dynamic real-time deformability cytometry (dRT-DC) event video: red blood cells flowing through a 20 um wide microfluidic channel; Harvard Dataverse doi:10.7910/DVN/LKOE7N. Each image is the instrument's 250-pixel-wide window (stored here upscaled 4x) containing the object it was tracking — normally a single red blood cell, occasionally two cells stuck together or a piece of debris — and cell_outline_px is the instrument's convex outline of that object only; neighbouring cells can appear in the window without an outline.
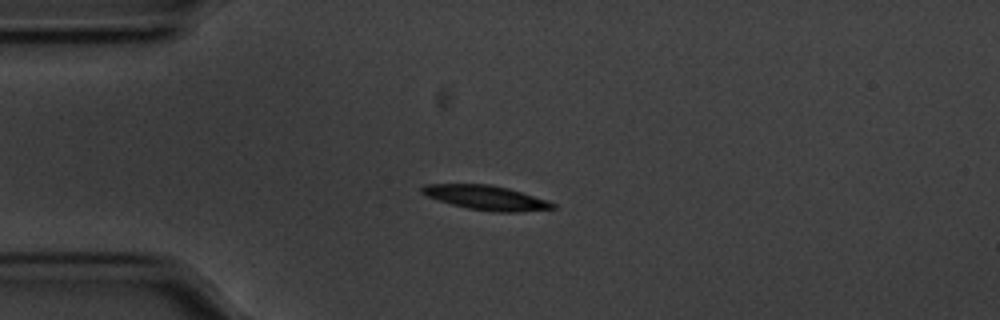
{"species": "common noctule bat (a hibernating species)", "species_latin": "Nyctalus noctula", "temperature_condition": "cold", "stored_images_in_passage": 44, "camera_frame_rate_fps": 3000, "um_per_image_px": 0.085, "animal": {"sex": "male", "body_mass_g": 20.1, "forearm_length_mm": 53.5}, "frame": {"image": 1, "passage_image": 1, "time_ms": 0.0, "image_size_px": [1000, 320], "cell_outline_px": [[556, 208], [520, 212], [492, 212], [468, 208], [452, 204], [428, 196], [420, 192], [420, 188], [424, 184], [488, 184], [508, 188], [548, 200], [556, 204]], "centroid_in_image_um": [41.35, 16.8], "position_along_channel_um": 43.7, "area_um2": 18.55}}
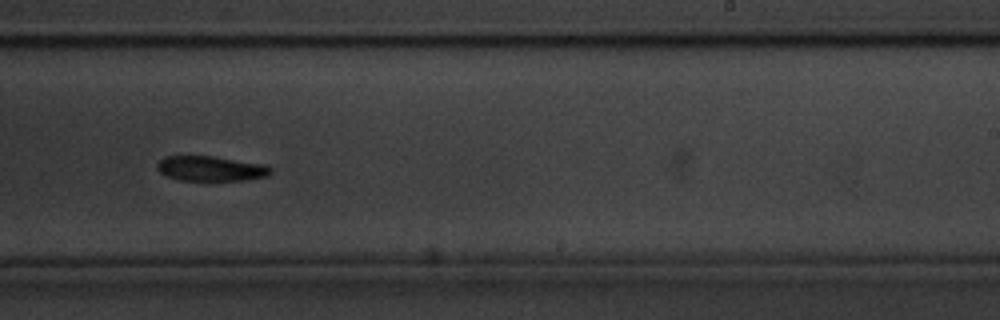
{"frame": {"image": 2, "passage_image": 22, "time_ms": 7.0, "image_size_px": [1000, 320], "cell_outline_px": [[272, 172], [268, 176], [240, 180], [180, 180], [168, 176], [160, 172], [156, 168], [156, 164], [164, 156], [212, 156], [264, 164], [272, 168]], "centroid_in_image_um": [17.91, 14.32], "position_along_channel_um": 271.1, "area_um2": 16.42}}
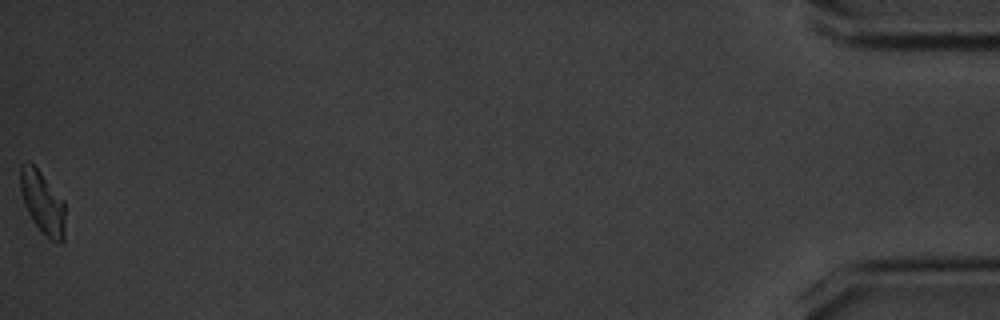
{"frame": {"image": 3, "passage_image": 44, "time_ms": 14.333, "image_size_px": [1000, 320], "cell_outline_px": [[64, 240], [60, 244], [52, 240], [40, 232], [32, 220], [24, 204], [20, 188], [20, 164], [24, 160], [28, 160], [40, 172], [64, 200]], "centroid_in_image_um": [3.6, 17.21], "position_along_channel_um": 431.6, "area_um2": 16.47}, "authors_computed_cell_mechanics": {"area_um2": 17.2244, "velocity_mm_per_s": 3.5182, "shape_relaxation_time_tau1_ms": 1.4742, "shape_relaxation_time_tau2_ms": null, "deformation_change_tau1": 0.1154, "deformation_change_tau2": null}}